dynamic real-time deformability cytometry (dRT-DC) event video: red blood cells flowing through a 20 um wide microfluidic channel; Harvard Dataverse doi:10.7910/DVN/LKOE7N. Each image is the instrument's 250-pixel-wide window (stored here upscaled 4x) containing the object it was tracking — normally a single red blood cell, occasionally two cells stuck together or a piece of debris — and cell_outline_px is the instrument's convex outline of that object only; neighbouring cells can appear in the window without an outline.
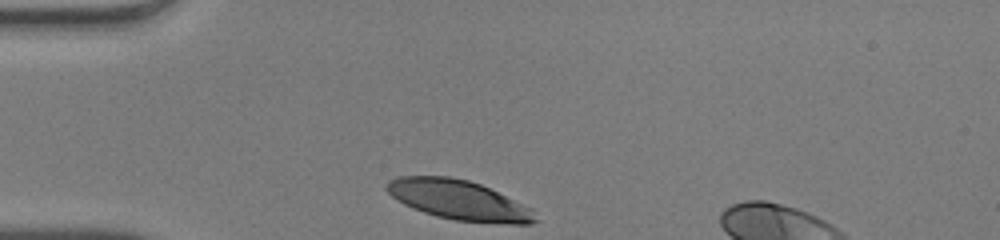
{"species": "human", "species_latin": "Homo sapiens", "temperature_condition": "warm", "stored_images_in_passage": 29, "camera_frame_rate_fps": 3000, "um_per_image_px": 0.085, "donor": {"sex": "male"}, "frame": {"image": 1, "passage_image": 1, "time_ms": 0.0, "image_size_px": [1000, 240], "cell_outline_px": [[540, 220], [532, 224], [508, 224], [456, 220], [436, 216], [412, 208], [396, 200], [384, 188], [384, 184], [396, 176], [448, 176], [468, 180], [480, 184], [532, 208]], "centroid_in_image_um": [39.0, 17.0], "position_along_channel_um": 46.0, "area_um2": 34.51}}
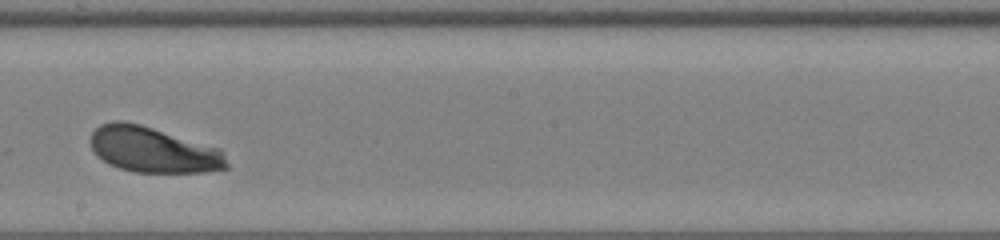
{"frame": {"image": 2, "passage_image": 17, "time_ms": 5.333, "image_size_px": [1000, 240], "cell_outline_px": [[228, 168], [204, 172], [132, 172], [108, 164], [92, 148], [92, 132], [100, 124], [116, 120], [120, 120], [140, 124], [220, 148], [228, 164]], "centroid_in_image_um": [13.04, 12.73], "position_along_channel_um": 235.2, "area_um2": 35.89}}
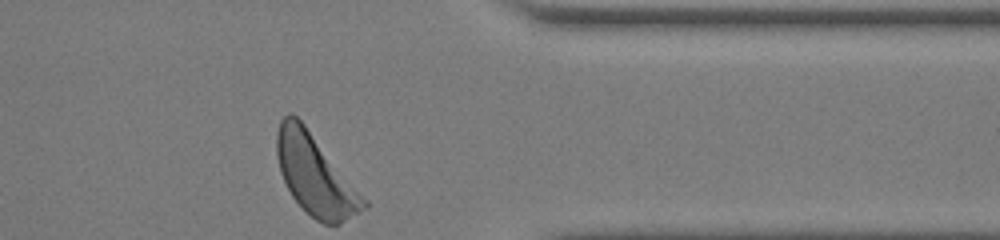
{"frame": {"image": 3, "passage_image": 29, "time_ms": 9.333, "image_size_px": [1000, 240], "cell_outline_px": [[368, 208], [340, 224], [324, 224], [316, 220], [292, 196], [280, 172], [276, 156], [276, 132], [280, 120], [288, 112], [292, 112], [304, 124], [368, 200]], "centroid_in_image_um": [26.8, 14.87], "position_along_channel_um": 384.6, "area_um2": 40.46}, "authors_computed_cell_mechanics": {"area_um2": 36.2984, "velocity_mm_per_s": 4.0175, "shape_relaxation_time_tau1_ms": 2.1465, "shape_relaxation_time_tau2_ms": null, "deformation_change_tau1": 0.1438, "deformation_change_tau2": null}}